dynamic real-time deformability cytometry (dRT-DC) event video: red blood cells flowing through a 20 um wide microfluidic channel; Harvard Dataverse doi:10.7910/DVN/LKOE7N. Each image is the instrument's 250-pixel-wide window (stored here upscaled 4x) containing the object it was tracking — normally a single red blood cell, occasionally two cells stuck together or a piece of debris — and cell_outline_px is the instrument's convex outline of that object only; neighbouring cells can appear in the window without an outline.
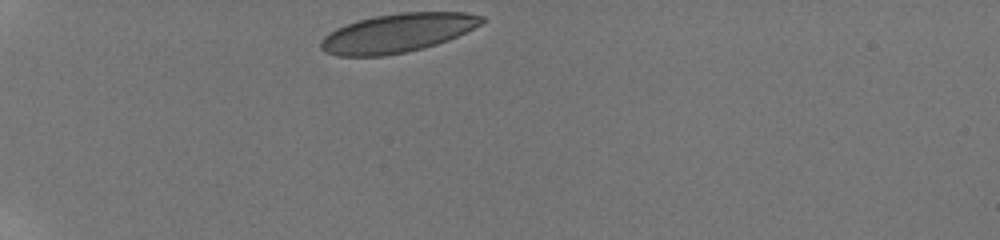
{"species": "human", "species_latin": "Homo sapiens", "temperature_condition": "room temperature", "stored_images_in_passage": 35, "camera_frame_rate_fps": 3000, "um_per_image_px": 0.085, "donor": {"sex": "male"}, "frame": {"image": 1, "passage_image": 1, "time_ms": 0.0, "image_size_px": [1000, 240], "cell_outline_px": [[488, 20], [448, 40], [424, 48], [384, 56], [336, 56], [324, 52], [320, 48], [320, 40], [324, 36], [336, 28], [356, 20], [376, 16], [400, 12], [464, 12], [484, 16]], "centroid_in_image_um": [33.75, 2.8], "position_along_channel_um": 51.2, "area_um2": 36.41}}
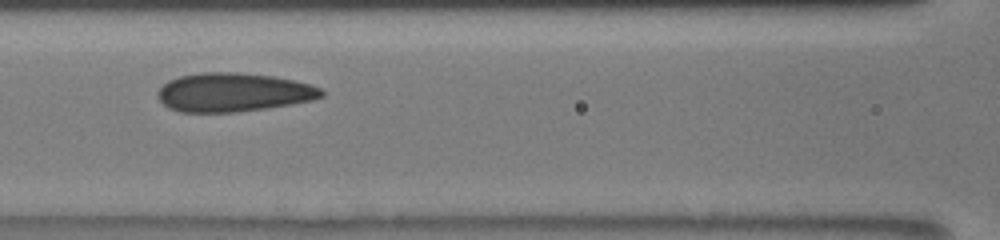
{"frame": {"image": 2, "passage_image": 12, "time_ms": 3.667, "image_size_px": [1000, 240], "cell_outline_px": [[324, 96], [312, 100], [264, 108], [236, 112], [180, 112], [168, 108], [156, 96], [156, 92], [168, 80], [180, 76], [200, 72], [236, 72], [272, 76], [292, 80], [308, 84], [320, 88], [324, 92]], "centroid_in_image_um": [19.78, 7.84], "position_along_channel_um": 146.8, "area_um2": 36.82}}
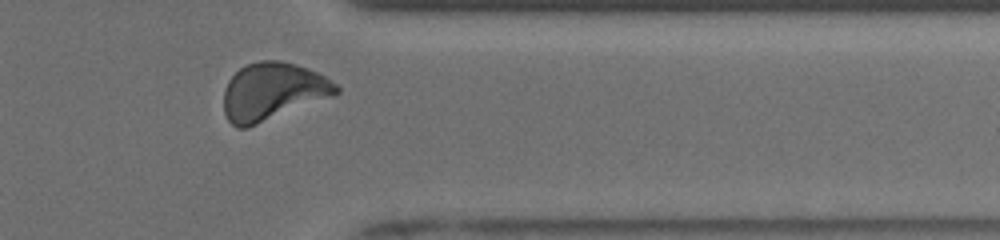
{"frame": {"image": 3, "passage_image": 31, "time_ms": 10.0, "image_size_px": [1000, 240], "cell_outline_px": [[340, 92], [332, 96], [248, 128], [236, 128], [228, 120], [224, 112], [224, 88], [228, 80], [240, 68], [248, 64], [260, 60], [280, 60], [296, 64], [308, 68], [324, 76], [336, 84], [340, 88]], "centroid_in_image_um": [23.16, 7.78], "position_along_channel_um": 388.2, "area_um2": 37.69}, "authors_computed_cell_mechanics": {"area_um2": 36.414, "velocity_mm_per_s": 3.8417, "shape_relaxation_time_tau1_ms": 9.259, "shape_relaxation_time_tau2_ms": 1.1446, "deformation_change_tau1": 0.179, "deformation_change_tau2": 0.0531}}